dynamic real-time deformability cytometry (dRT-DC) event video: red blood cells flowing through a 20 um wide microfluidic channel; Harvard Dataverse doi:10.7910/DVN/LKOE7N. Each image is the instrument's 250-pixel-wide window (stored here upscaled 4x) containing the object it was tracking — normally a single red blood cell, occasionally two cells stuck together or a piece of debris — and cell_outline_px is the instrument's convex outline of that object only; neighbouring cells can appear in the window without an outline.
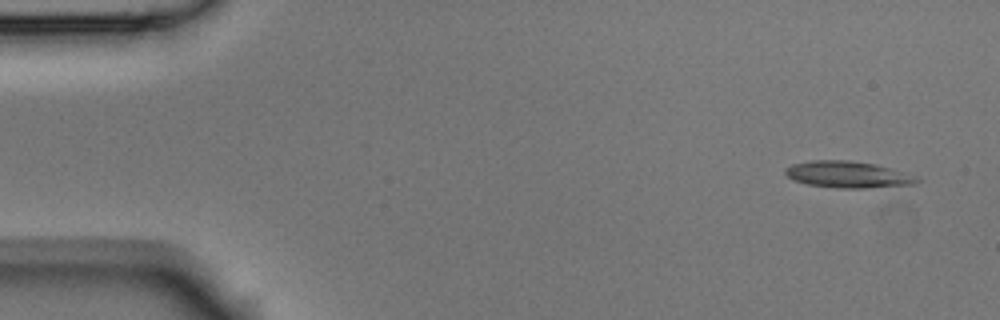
{"species": "Egyptian fruit bat (a non-hibernating species)", "species_latin": "Rousettus aegyptiacus", "temperature_condition": "room temperature", "stored_images_in_passage": 5, "camera_frame_rate_fps": 3000, "um_per_image_px": 0.085, "animal": {"sex": "male"}, "frame": {"image": 1, "passage_image": 1, "time_ms": 0.0, "image_size_px": [1000, 320], "cell_outline_px": [[920, 180], [912, 184], [864, 188], [836, 188], [808, 184], [796, 180], [788, 176], [784, 172], [784, 168], [792, 164], [812, 160], [848, 160], [872, 164], [888, 168], [916, 176]], "centroid_in_image_um": [72.01, 14.83], "position_along_channel_um": 13.0, "area_um2": 19.94}}
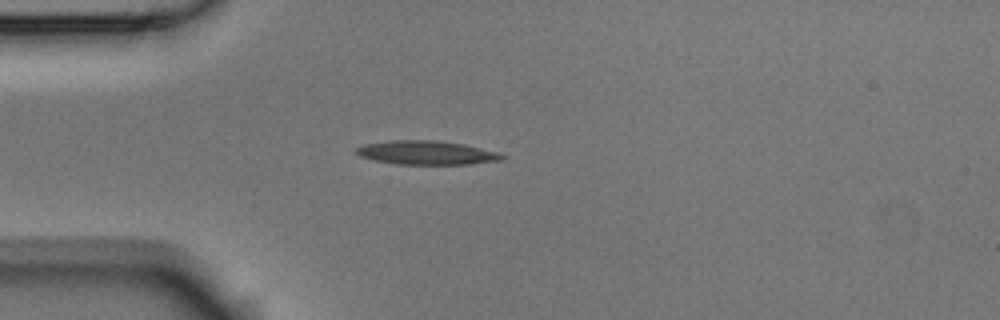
{"frame": {"image": 2, "passage_image": 3, "time_ms": 0.667, "image_size_px": [1000, 320], "cell_outline_px": [[508, 156], [504, 160], [468, 164], [396, 164], [372, 160], [360, 156], [352, 152], [356, 148], [364, 144], [388, 140], [436, 140], [464, 144], [500, 152]], "centroid_in_image_um": [36.26, 12.98], "position_along_channel_um": 48.7, "area_um2": 20.63}}
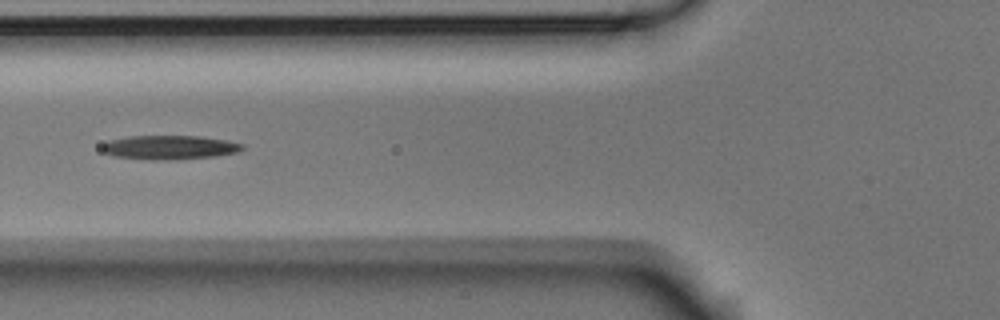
{"frame": {"image": 3, "passage_image": 5, "time_ms": 1.333, "image_size_px": [1000, 320], "cell_outline_px": [[244, 148], [240, 152], [216, 156], [172, 160], [152, 160], [112, 156], [104, 152], [100, 148], [100, 144], [108, 140], [128, 136], [200, 136], [228, 140], [244, 144]], "centroid_in_image_um": [14.4, 12.53], "position_along_channel_um": 111.4, "area_um2": 20.06}}